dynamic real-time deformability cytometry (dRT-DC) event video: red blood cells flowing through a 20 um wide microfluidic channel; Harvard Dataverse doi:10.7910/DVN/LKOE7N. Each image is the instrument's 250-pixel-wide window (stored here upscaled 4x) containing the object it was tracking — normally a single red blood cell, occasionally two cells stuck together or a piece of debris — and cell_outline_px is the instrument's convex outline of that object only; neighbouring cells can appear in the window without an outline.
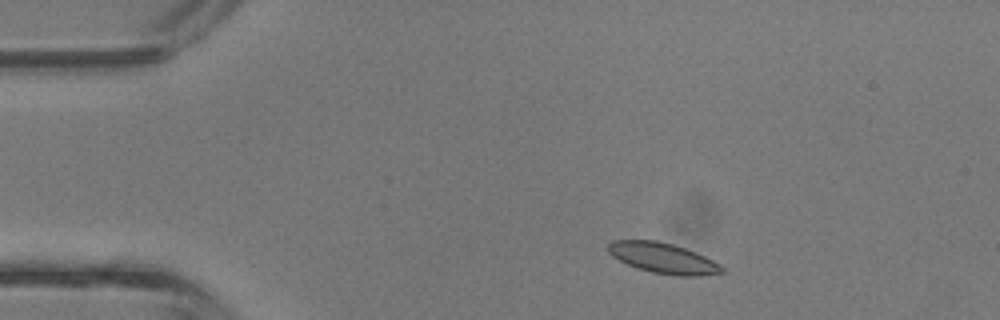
{"species": "common noctule bat (a hibernating species)", "species_latin": "Nyctalus noctula", "temperature_condition": "room temperature", "stored_images_in_passage": 3, "camera_frame_rate_fps": 3000, "um_per_image_px": 0.085, "animal": {"sex": "male", "body_mass_g": 13.3}, "frame": {"image": 1, "passage_image": 1, "time_ms": 0.0, "image_size_px": [1000, 320], "cell_outline_px": [[724, 272], [700, 276], [676, 276], [652, 272], [628, 264], [612, 256], [608, 252], [608, 244], [612, 240], [656, 240], [672, 244], [684, 248], [704, 256], [720, 264], [724, 268]], "centroid_in_image_um": [56.36, 21.94], "position_along_channel_um": 28.6, "area_um2": 20.0}}